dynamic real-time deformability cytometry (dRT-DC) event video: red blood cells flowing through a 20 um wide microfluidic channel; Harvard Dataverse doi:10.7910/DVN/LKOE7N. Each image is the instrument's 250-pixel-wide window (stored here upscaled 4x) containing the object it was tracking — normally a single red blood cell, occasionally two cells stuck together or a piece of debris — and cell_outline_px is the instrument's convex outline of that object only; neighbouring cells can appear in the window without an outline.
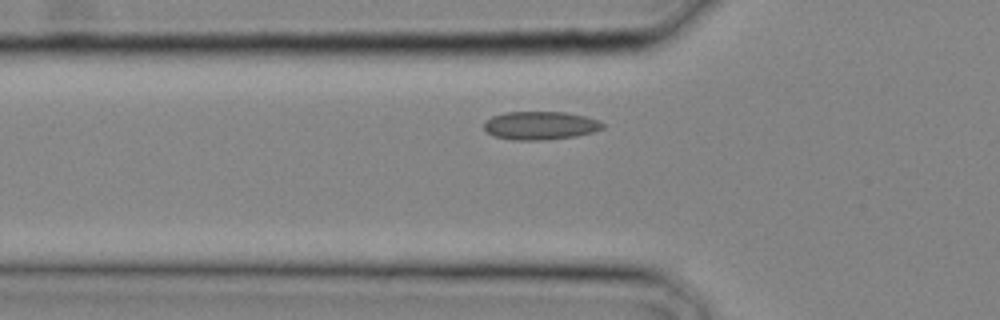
{"species": "common noctule bat (a hibernating species)", "species_latin": "Nyctalus noctula", "temperature_condition": "cold", "stored_images_in_passage": 21, "camera_frame_rate_fps": 3000, "um_per_image_px": 0.085, "animal": {"sex": "male", "body_mass_g": 20.4}, "frame": {"image": 1, "passage_image": 6, "time_ms": 1.667, "image_size_px": [1000, 320], "cell_outline_px": [[604, 128], [592, 132], [576, 136], [544, 140], [512, 140], [492, 136], [484, 128], [484, 124], [492, 116], [504, 112], [564, 112], [584, 116], [600, 120], [604, 124]], "centroid_in_image_um": [45.93, 10.67], "position_along_channel_um": 79.9, "area_um2": 19.59}}
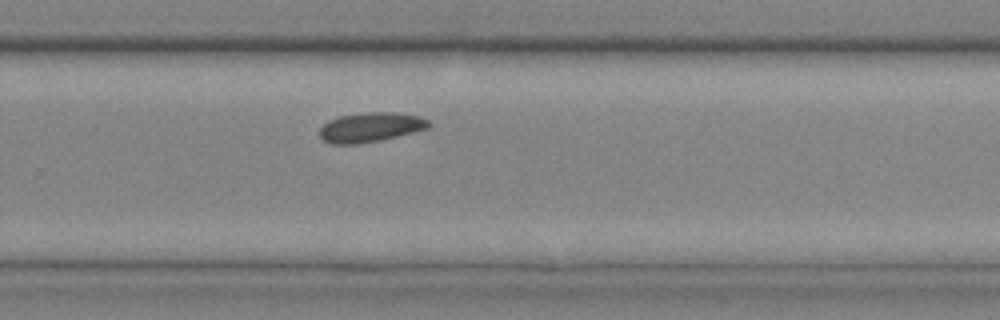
{"frame": {"image": 2, "passage_image": 16, "time_ms": 5.0, "image_size_px": [1000, 320], "cell_outline_px": [[432, 124], [428, 128], [380, 140], [360, 144], [332, 144], [324, 140], [320, 136], [320, 128], [328, 120], [340, 116], [364, 112], [396, 112], [420, 116], [428, 120]], "centroid_in_image_um": [31.5, 10.81], "position_along_channel_um": 298.3, "area_um2": 18.79}}
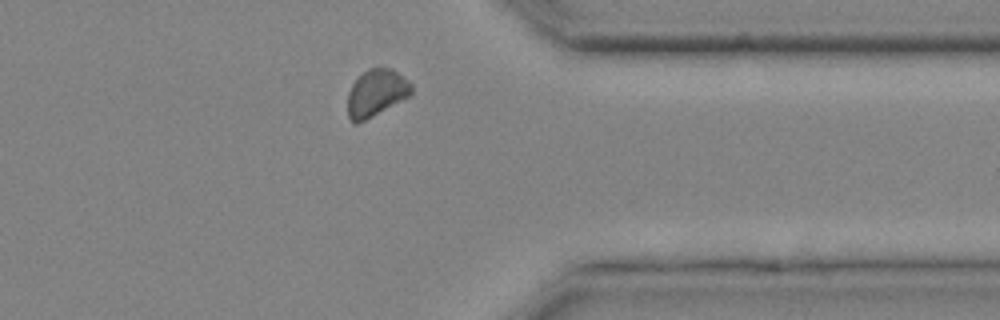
{"frame": {"image": 3, "passage_image": 20, "time_ms": 6.333, "image_size_px": [1000, 320], "cell_outline_px": [[412, 92], [408, 96], [372, 116], [356, 124], [352, 124], [348, 116], [348, 92], [352, 84], [368, 68], [392, 68], [408, 80], [412, 84]], "centroid_in_image_um": [31.96, 7.89], "position_along_channel_um": 379.4, "area_um2": 17.17}}